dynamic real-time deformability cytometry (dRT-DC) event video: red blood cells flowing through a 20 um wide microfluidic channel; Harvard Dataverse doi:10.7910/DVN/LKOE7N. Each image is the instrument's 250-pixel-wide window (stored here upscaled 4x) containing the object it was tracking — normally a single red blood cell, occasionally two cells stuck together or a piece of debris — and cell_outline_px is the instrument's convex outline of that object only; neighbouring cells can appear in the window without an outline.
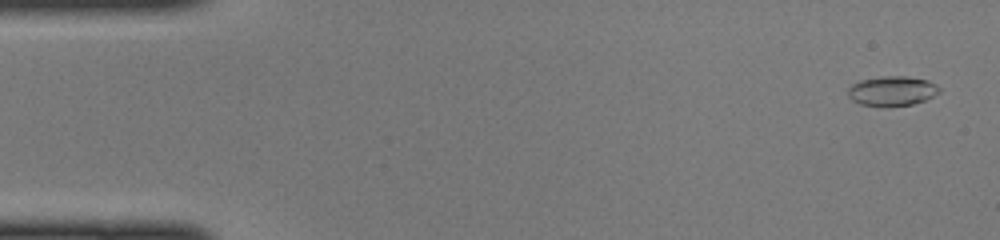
{"species": "common noctule bat (a hibernating species)", "species_latin": "Nyctalus noctula", "temperature_condition": "cold", "stored_images_in_passage": 43, "camera_frame_rate_fps": 3000, "um_per_image_px": 0.085, "animal": {"sex": "female", "body_mass_g": 22.0, "forearm_length_mm": 56.7}, "frame": {"image": 1, "passage_image": 2, "time_ms": 0.333, "image_size_px": [1000, 240], "cell_outline_px": [[940, 92], [924, 100], [912, 104], [880, 108], [860, 104], [852, 100], [848, 96], [848, 88], [852, 84], [860, 80], [884, 76], [908, 76], [928, 80], [936, 84], [940, 88]], "centroid_in_image_um": [75.8, 7.74], "position_along_channel_um": 9.2, "area_um2": 16.07}}
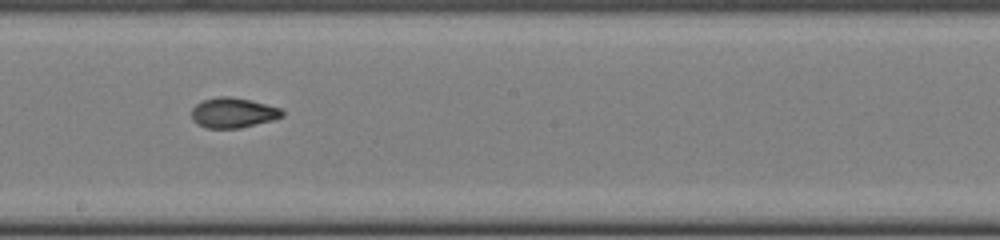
{"frame": {"image": 2, "passage_image": 26, "time_ms": 8.333, "image_size_px": [1000, 240], "cell_outline_px": [[284, 116], [272, 120], [240, 128], [204, 128], [196, 124], [192, 120], [192, 108], [196, 104], [204, 100], [220, 96], [228, 96], [252, 100], [280, 108], [284, 112]], "centroid_in_image_um": [19.8, 9.59], "position_along_channel_um": 228.4, "area_um2": 15.95}}
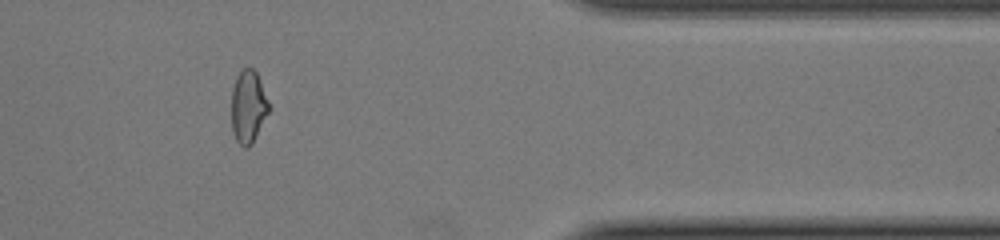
{"frame": {"image": 3, "passage_image": 39, "time_ms": 12.667, "image_size_px": [1000, 240], "cell_outline_px": [[268, 112], [252, 144], [248, 148], [244, 148], [236, 140], [232, 132], [232, 88], [236, 76], [244, 68], [252, 68], [256, 72], [268, 100]], "centroid_in_image_um": [21.08, 9.09], "position_along_channel_um": 390.3, "area_um2": 15.61}}